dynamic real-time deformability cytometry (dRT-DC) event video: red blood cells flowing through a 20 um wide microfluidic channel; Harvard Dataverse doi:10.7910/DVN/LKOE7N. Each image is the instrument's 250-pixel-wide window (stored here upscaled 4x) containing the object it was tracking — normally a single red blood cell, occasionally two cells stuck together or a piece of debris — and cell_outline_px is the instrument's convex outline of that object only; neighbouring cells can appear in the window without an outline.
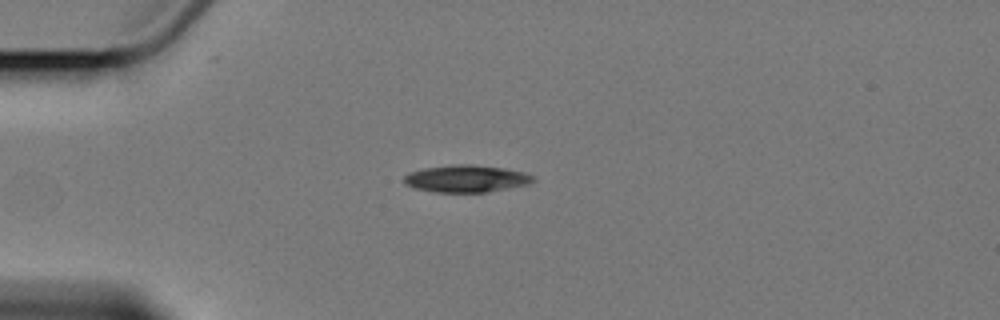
{"species": "Egyptian fruit bat (a non-hibernating species)", "species_latin": "Rousettus aegyptiacus", "temperature_condition": "cold", "stored_images_in_passage": 7, "camera_frame_rate_fps": 3000, "um_per_image_px": 0.085, "animal": {"sex": "female"}, "frame": {"image": 1, "passage_image": 1, "time_ms": 0.0, "image_size_px": [1000, 320], "cell_outline_px": [[536, 180], [528, 184], [488, 192], [436, 192], [416, 188], [404, 184], [404, 176], [408, 172], [424, 168], [456, 164], [472, 164], [504, 168], [524, 172], [536, 176]], "centroid_in_image_um": [39.65, 15.18], "position_along_channel_um": 45.3, "area_um2": 20.52}}
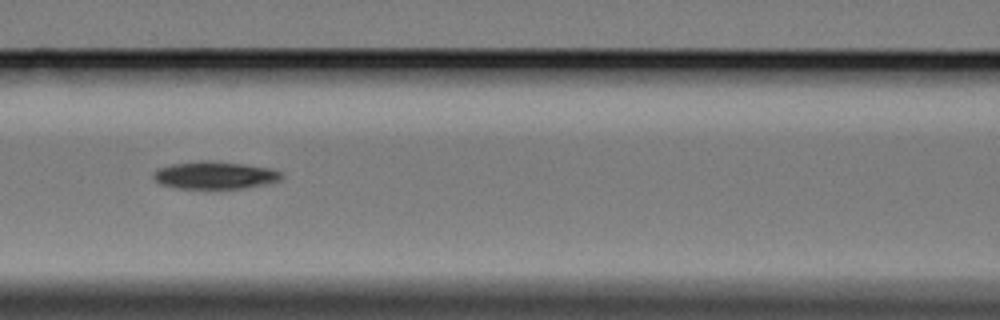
{"frame": {"image": 2, "passage_image": 4, "time_ms": 3.667, "image_size_px": [1000, 320], "cell_outline_px": [[280, 180], [244, 188], [176, 188], [160, 184], [152, 176], [152, 172], [160, 168], [172, 164], [200, 160], [204, 160], [244, 164], [268, 168], [280, 172]], "centroid_in_image_um": [18.19, 14.89], "position_along_channel_um": 148.4, "area_um2": 20.17}}
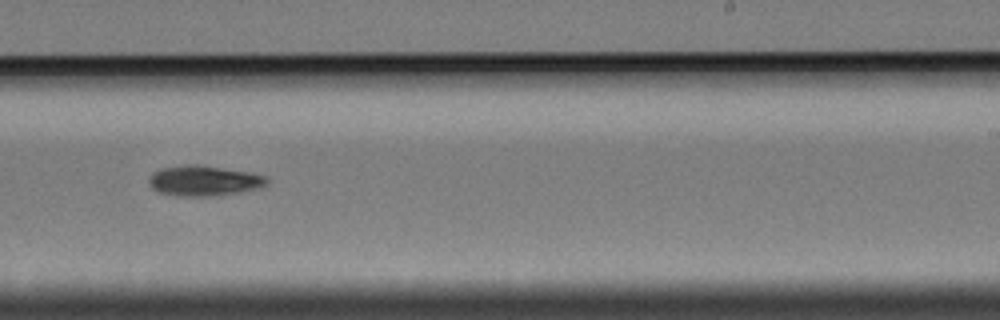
{"frame": {"image": 3, "passage_image": 7, "time_ms": 7.333, "image_size_px": [1000, 320], "cell_outline_px": [[268, 184], [256, 188], [236, 192], [208, 196], [180, 196], [160, 192], [152, 188], [148, 180], [152, 172], [160, 168], [192, 164], [200, 164], [248, 172], [264, 176], [268, 180]], "centroid_in_image_um": [17.28, 15.34], "position_along_channel_um": 271.7, "area_um2": 20.52}}